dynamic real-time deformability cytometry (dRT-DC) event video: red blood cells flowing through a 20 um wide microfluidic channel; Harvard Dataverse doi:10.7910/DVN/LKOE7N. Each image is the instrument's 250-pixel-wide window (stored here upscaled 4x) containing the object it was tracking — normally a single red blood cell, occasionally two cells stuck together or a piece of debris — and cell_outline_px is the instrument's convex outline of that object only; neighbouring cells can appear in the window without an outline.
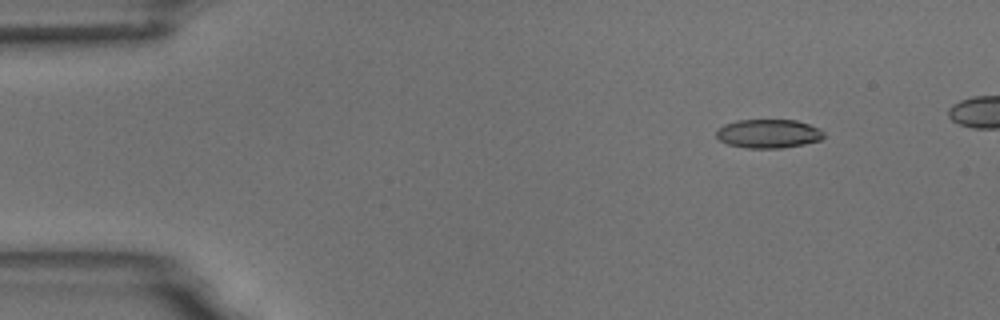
{"species": "common noctule bat (a hibernating species)", "species_latin": "Nyctalus noctula", "temperature_condition": "room temperature", "stored_images_in_passage": 4, "camera_frame_rate_fps": 3000, "um_per_image_px": 0.085, "animal": {"sex": "male", "body_mass_g": 18.8}, "frame": {"image": 1, "passage_image": 1, "time_ms": 0.0, "image_size_px": [1000, 320], "cell_outline_px": [[824, 136], [820, 140], [804, 144], [780, 148], [744, 148], [728, 144], [720, 140], [716, 136], [716, 128], [724, 124], [736, 120], [796, 120], [820, 128], [824, 132]], "centroid_in_image_um": [65.29, 11.36], "position_along_channel_um": 19.7, "area_um2": 18.15}}